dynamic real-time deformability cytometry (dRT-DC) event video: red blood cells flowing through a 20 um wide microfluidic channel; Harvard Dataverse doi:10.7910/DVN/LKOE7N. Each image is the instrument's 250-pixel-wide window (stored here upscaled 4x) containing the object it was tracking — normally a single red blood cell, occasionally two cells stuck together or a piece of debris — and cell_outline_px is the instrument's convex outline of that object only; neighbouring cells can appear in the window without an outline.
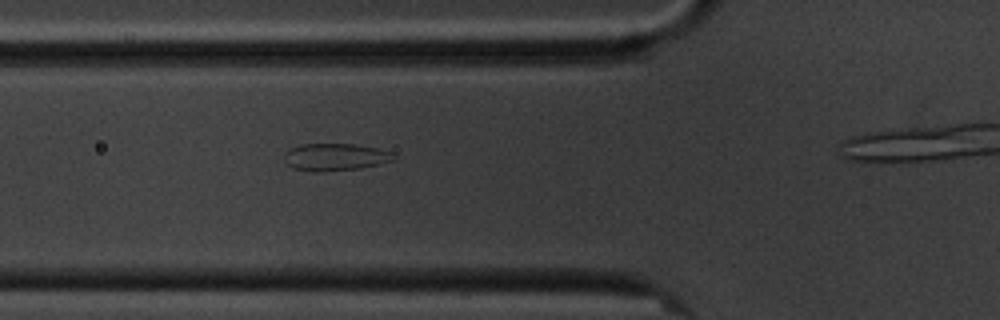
{"species": "common noctule bat (a hibernating species)", "species_latin": "Nyctalus noctula", "temperature_condition": "cold", "stored_images_in_passage": 5, "camera_frame_rate_fps": 3000, "um_per_image_px": 0.085, "animal": {"sex": "male", "body_mass_g": 20.1, "forearm_length_mm": 53.5}, "frame": {"image": 1, "passage_image": 4, "time_ms": 3.333, "image_size_px": [1000, 320], "cell_outline_px": [[396, 156], [392, 160], [380, 164], [360, 168], [324, 172], [312, 172], [292, 168], [284, 160], [284, 156], [292, 148], [300, 144], [356, 144], [380, 148]], "centroid_in_image_um": [28.49, 13.35], "position_along_channel_um": 97.3, "area_um2": 17.4}}